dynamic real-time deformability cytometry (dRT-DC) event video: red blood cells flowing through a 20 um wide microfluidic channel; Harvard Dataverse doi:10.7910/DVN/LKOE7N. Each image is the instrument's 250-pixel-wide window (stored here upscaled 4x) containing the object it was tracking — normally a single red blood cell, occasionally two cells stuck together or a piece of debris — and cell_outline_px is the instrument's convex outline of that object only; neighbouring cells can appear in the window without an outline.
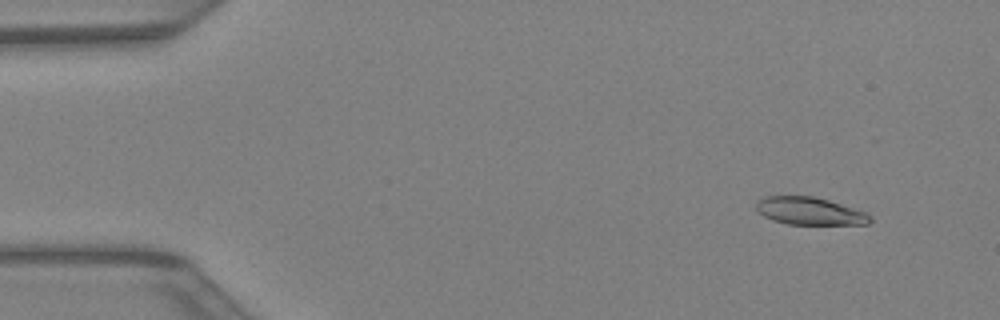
{"species": "Egyptian fruit bat (a non-hibernating species)", "species_latin": "Rousettus aegyptiacus", "temperature_condition": "warm", "stored_images_in_passage": 42, "camera_frame_rate_fps": 3000, "um_per_image_px": 0.085, "animal": {"sex": "female"}, "frame": {"image": 1, "passage_image": 4, "time_ms": 1.0, "image_size_px": [1000, 320], "cell_outline_px": [[872, 220], [868, 224], [788, 224], [772, 220], [764, 216], [756, 208], [756, 204], [764, 196], [812, 196], [828, 200], [864, 212], [872, 216]], "centroid_in_image_um": [68.82, 17.94], "position_along_channel_um": 16.2, "area_um2": 18.03}}
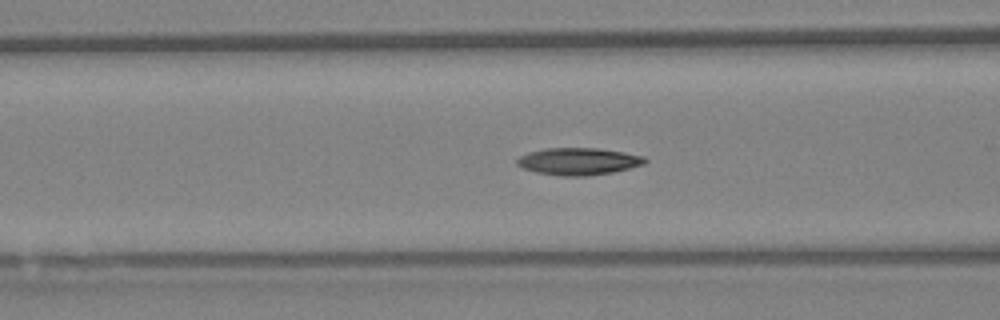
{"frame": {"image": 2, "passage_image": 17, "time_ms": 5.333, "image_size_px": [1000, 320], "cell_outline_px": [[648, 160], [644, 164], [612, 172], [584, 176], [560, 176], [536, 172], [524, 168], [516, 164], [516, 160], [520, 156], [528, 152], [544, 148], [596, 148], [624, 152], [644, 156]], "centroid_in_image_um": [49.15, 13.71], "position_along_channel_um": 117.4, "area_um2": 20.17}}
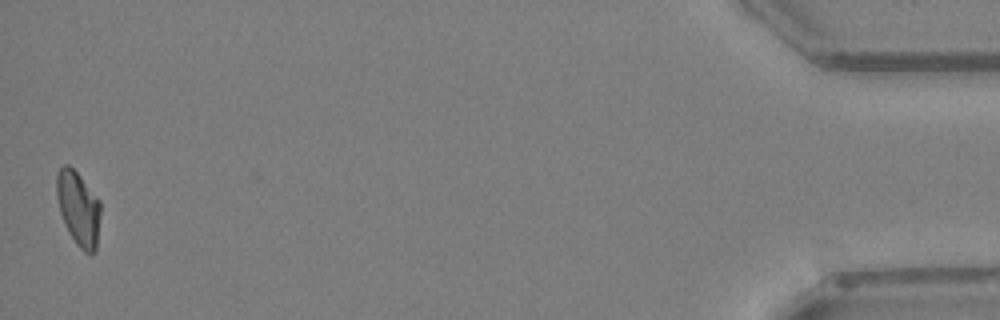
{"frame": {"image": 3, "passage_image": 42, "time_ms": 13.667, "image_size_px": [1000, 320], "cell_outline_px": [[100, 216], [96, 252], [92, 256], [84, 252], [76, 244], [68, 232], [60, 212], [56, 196], [56, 172], [64, 164], [68, 164], [80, 176], [100, 200]], "centroid_in_image_um": [6.66, 17.74], "position_along_channel_um": 428.5, "area_um2": 19.25}}